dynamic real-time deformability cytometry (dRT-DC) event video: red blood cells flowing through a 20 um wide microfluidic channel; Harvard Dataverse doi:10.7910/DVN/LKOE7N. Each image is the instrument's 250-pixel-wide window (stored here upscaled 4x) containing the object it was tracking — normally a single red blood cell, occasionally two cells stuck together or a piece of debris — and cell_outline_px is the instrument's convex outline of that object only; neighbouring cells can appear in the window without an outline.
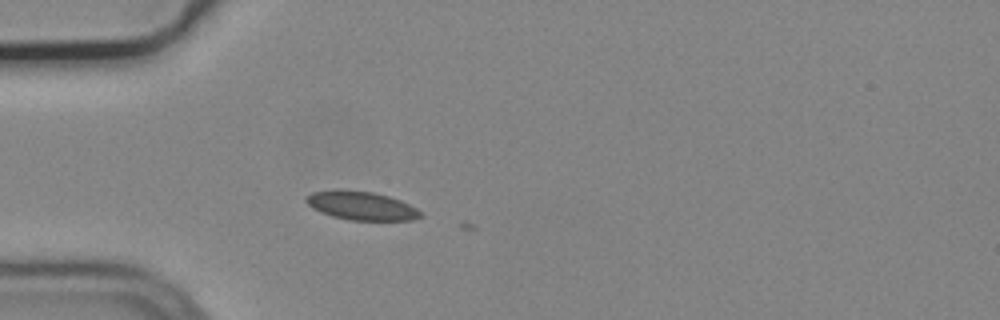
{"species": "common noctule bat (a hibernating species)", "species_latin": "Nyctalus noctula", "temperature_condition": "cold", "stored_images_in_passage": 3, "camera_frame_rate_fps": 3000, "um_per_image_px": 0.085, "animal": {"sex": "male", "body_mass_g": 19.2, "forearm_length_mm": 51.8}, "frame": {"image": 1, "passage_image": 1, "time_ms": 0.0, "image_size_px": [1000, 320], "cell_outline_px": [[424, 216], [412, 220], [348, 220], [332, 216], [320, 212], [312, 208], [304, 200], [312, 192], [372, 192], [388, 196], [400, 200], [424, 212]], "centroid_in_image_um": [30.8, 17.54], "position_along_channel_um": 54.2, "area_um2": 18.44}}